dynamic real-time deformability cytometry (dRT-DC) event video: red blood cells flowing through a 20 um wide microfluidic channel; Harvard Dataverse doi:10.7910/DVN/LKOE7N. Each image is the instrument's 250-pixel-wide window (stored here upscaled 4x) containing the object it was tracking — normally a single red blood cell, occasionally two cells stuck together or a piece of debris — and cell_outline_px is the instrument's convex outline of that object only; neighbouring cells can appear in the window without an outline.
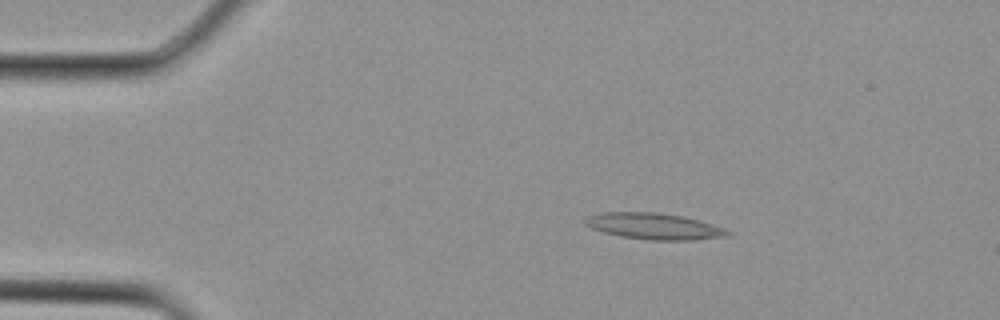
{"species": "Egyptian fruit bat (a non-hibernating species)", "species_latin": "Rousettus aegyptiacus", "temperature_condition": "cold", "stored_images_in_passage": 2, "camera_frame_rate_fps": 3000, "um_per_image_px": 0.085, "animal": {"sex": "female"}, "frame": {"image": 1, "passage_image": 1, "time_ms": 0.0, "image_size_px": [1000, 320], "cell_outline_px": [[732, 232], [728, 236], [692, 240], [652, 240], [620, 236], [604, 232], [592, 228], [584, 224], [584, 220], [588, 216], [604, 212], [656, 212], [684, 216], [712, 224], [724, 228]], "centroid_in_image_um": [55.61, 19.23], "position_along_channel_um": 29.4, "area_um2": 21.73}}